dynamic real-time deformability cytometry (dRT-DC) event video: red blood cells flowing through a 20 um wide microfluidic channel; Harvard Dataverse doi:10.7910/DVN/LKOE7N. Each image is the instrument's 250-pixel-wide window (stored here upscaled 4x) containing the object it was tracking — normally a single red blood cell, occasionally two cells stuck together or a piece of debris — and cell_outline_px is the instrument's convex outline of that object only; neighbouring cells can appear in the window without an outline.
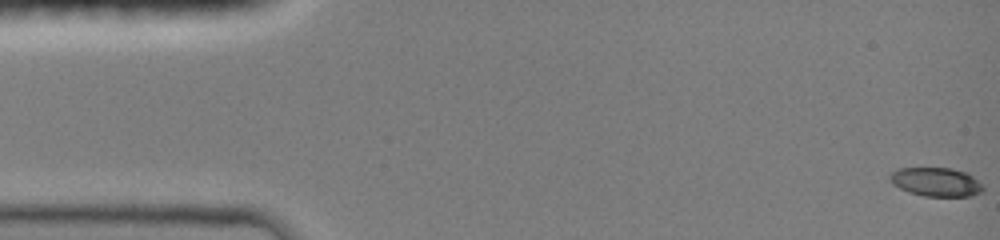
{"species": "common noctule bat (a hibernating species)", "species_latin": "Nyctalus noctula", "temperature_condition": "room temperature", "stored_images_in_passage": 9, "camera_frame_rate_fps": 3000, "um_per_image_px": 0.085, "animal": {"sex": "female", "body_mass_g": 19.0, "forearm_length_mm": 51.5}, "frame": {"image": 1, "passage_image": 1, "time_ms": 0.0, "image_size_px": [1000, 240], "cell_outline_px": [[984, 192], [972, 196], [924, 196], [908, 192], [892, 184], [888, 180], [888, 176], [896, 168], [952, 168], [968, 172], [984, 184]], "centroid_in_image_um": [79.6, 15.46], "position_along_channel_um": 5.4, "area_um2": 16.07}}
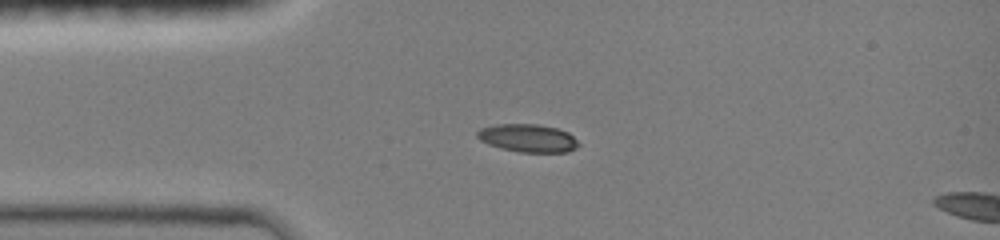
{"frame": {"image": 2, "passage_image": 7, "time_ms": 2.0, "image_size_px": [1000, 240], "cell_outline_px": [[580, 144], [576, 148], [568, 152], [520, 152], [500, 148], [488, 144], [480, 140], [476, 136], [476, 132], [480, 128], [496, 124], [536, 124], [556, 128], [568, 132]], "centroid_in_image_um": [44.85, 11.74], "position_along_channel_um": 40.2, "area_um2": 16.53}}